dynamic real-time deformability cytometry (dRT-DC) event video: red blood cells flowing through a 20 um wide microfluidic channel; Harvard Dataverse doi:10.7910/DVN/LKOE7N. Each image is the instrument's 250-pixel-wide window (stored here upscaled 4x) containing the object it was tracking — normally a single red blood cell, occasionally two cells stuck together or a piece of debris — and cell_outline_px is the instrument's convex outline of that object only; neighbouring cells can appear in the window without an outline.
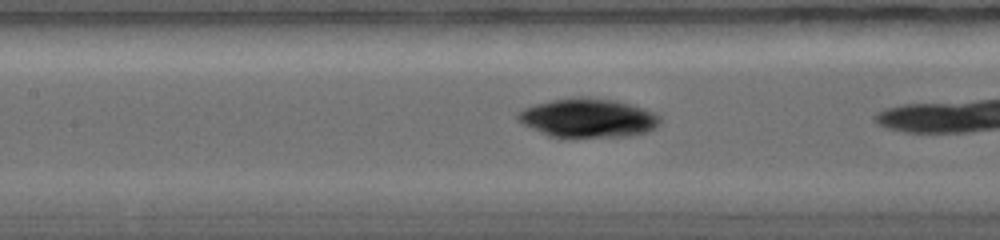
{"species": "common noctule bat (a hibernating species)", "species_latin": "Nyctalus noctula", "temperature_condition": "warm", "stored_images_in_passage": 25, "camera_frame_rate_fps": 5000, "um_per_image_px": 0.085, "animal": {"sex": "female", "body_mass_g": 19.0, "forearm_length_mm": 56.7}, "frame": {"image": 1, "passage_image": 8, "time_ms": 2.2, "image_size_px": [1000, 240], "cell_outline_px": [[660, 124], [656, 128], [648, 132], [628, 136], [548, 136], [516, 120], [516, 112], [524, 108], [536, 104], [552, 100], [612, 100], [628, 104], [652, 112], [660, 116]], "centroid_in_image_um": [49.97, 10.07], "position_along_channel_um": 157.4, "area_um2": 30.92}}